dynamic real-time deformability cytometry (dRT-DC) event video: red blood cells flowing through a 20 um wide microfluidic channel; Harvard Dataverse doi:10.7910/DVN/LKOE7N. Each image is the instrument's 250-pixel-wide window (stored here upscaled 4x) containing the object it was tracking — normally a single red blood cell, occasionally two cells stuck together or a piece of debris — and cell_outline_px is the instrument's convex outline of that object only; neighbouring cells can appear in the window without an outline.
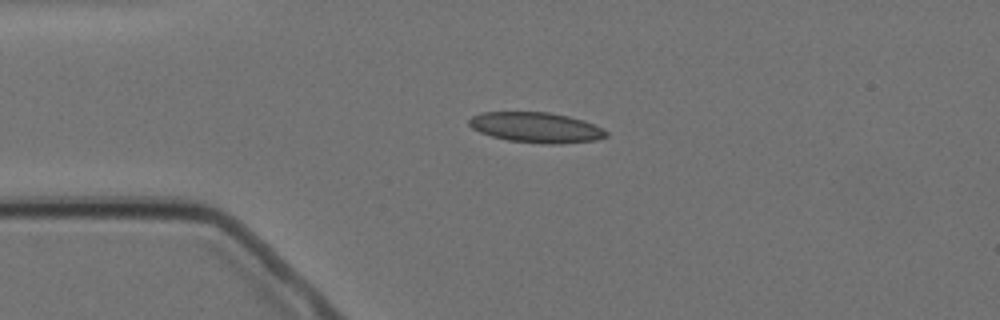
{"species": "Egyptian fruit bat (a non-hibernating species)", "species_latin": "Rousettus aegyptiacus", "temperature_condition": "cold", "stored_images_in_passage": 3, "camera_frame_rate_fps": 3000, "um_per_image_px": 0.085, "animal": {"sex": "female"}, "frame": {"image": 1, "passage_image": 2, "time_ms": 1.333, "image_size_px": [1000, 320], "cell_outline_px": [[608, 136], [596, 140], [564, 144], [544, 144], [508, 140], [492, 136], [480, 132], [472, 128], [468, 124], [468, 120], [472, 116], [480, 112], [548, 112], [568, 116], [584, 120], [608, 132]], "centroid_in_image_um": [45.56, 10.84], "position_along_channel_um": 39.4, "area_um2": 24.28}}